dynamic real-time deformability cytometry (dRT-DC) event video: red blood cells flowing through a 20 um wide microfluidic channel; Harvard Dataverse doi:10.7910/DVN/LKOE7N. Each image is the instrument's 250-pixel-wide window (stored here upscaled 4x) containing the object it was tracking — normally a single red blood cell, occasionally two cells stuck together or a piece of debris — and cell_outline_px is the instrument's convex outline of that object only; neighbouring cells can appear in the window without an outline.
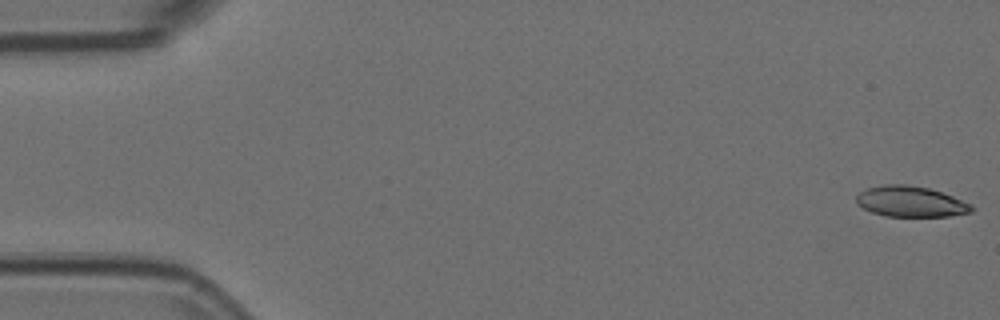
{"species": "Egyptian fruit bat (a non-hibernating species)", "species_latin": "Rousettus aegyptiacus", "temperature_condition": "room temperature", "stored_images_in_passage": 11, "camera_frame_rate_fps": 3000, "um_per_image_px": 0.085, "animal": {"sex": "female"}, "frame": {"image": 1, "passage_image": 1, "time_ms": 0.0, "image_size_px": [1000, 320], "cell_outline_px": [[976, 208], [972, 212], [948, 216], [884, 216], [872, 212], [856, 204], [856, 196], [860, 192], [868, 188], [884, 184], [904, 184], [928, 188], [952, 196], [972, 204]], "centroid_in_image_um": [77.41, 17.14], "position_along_channel_um": 7.6, "area_um2": 20.58}}